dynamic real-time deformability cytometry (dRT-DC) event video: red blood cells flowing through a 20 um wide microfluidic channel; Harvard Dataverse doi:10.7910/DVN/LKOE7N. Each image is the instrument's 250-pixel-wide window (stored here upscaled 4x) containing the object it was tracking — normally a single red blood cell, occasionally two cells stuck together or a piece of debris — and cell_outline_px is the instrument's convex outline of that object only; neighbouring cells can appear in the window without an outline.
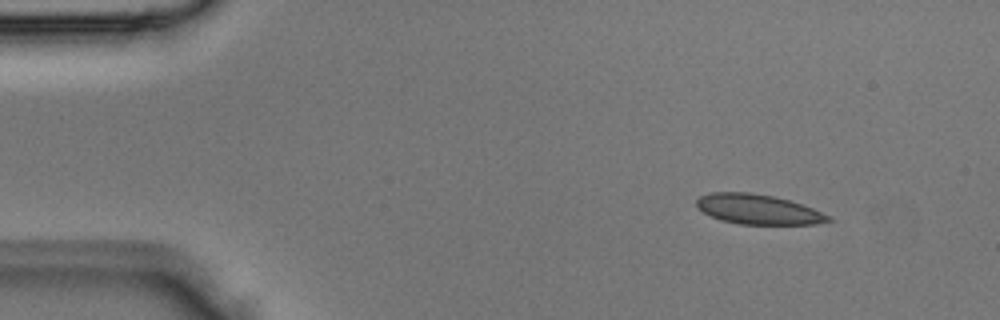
{"species": "Egyptian fruit bat (a non-hibernating species)", "species_latin": "Rousettus aegyptiacus", "temperature_condition": "room temperature", "stored_images_in_passage": 3, "camera_frame_rate_fps": 3000, "um_per_image_px": 0.085, "animal": {"sex": "male"}, "frame": {"image": 1, "passage_image": 1, "time_ms": 0.0, "image_size_px": [1000, 320], "cell_outline_px": [[836, 220], [816, 224], [740, 224], [720, 220], [696, 208], [696, 200], [700, 196], [712, 192], [752, 192], [772, 196], [788, 200], [812, 208], [832, 216]], "centroid_in_image_um": [64.45, 17.79], "position_along_channel_um": 20.5, "area_um2": 23.0}}